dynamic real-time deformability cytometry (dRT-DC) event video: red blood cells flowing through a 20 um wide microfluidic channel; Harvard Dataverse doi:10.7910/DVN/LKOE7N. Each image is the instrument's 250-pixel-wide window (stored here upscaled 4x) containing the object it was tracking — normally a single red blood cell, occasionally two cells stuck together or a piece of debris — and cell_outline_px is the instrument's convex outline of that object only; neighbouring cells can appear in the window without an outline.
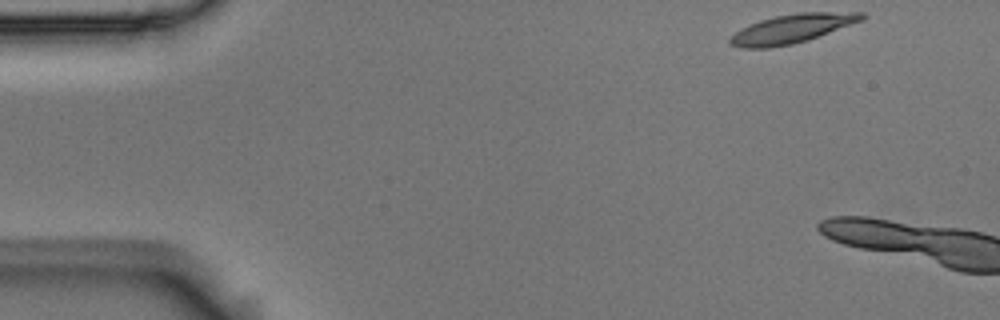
{"species": "Egyptian fruit bat (a non-hibernating species)", "species_latin": "Rousettus aegyptiacus", "temperature_condition": "room temperature", "stored_images_in_passage": 7, "camera_frame_rate_fps": 3000, "um_per_image_px": 0.085, "animal": {"sex": "male"}, "frame": {"image": 1, "passage_image": 1, "time_ms": 0.0, "image_size_px": [1000, 320], "cell_outline_px": [[868, 16], [864, 20], [808, 40], [792, 44], [768, 48], [740, 48], [728, 44], [728, 40], [740, 28], [748, 24], [760, 20], [776, 16], [800, 12], [864, 12]], "centroid_in_image_um": [67.33, 2.43], "position_along_channel_um": 17.7, "area_um2": 22.37}}